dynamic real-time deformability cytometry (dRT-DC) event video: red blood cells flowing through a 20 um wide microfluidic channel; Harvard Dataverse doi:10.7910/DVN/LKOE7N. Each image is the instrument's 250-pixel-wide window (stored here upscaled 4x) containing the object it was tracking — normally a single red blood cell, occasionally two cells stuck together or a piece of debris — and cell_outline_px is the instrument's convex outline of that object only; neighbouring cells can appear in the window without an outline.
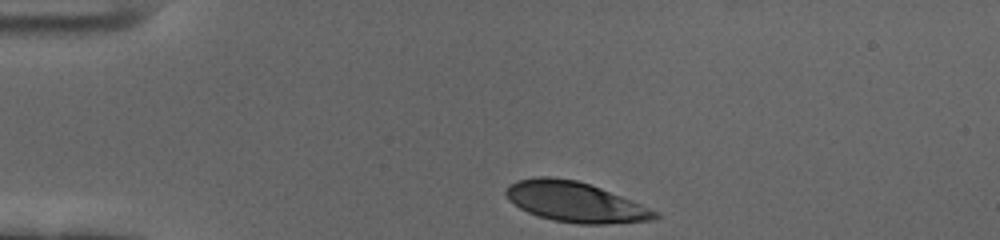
{"species": "human", "species_latin": "Homo sapiens", "temperature_condition": "cold", "stored_images_in_passage": 37, "camera_frame_rate_fps": 3000, "um_per_image_px": 0.085, "donor": {"sex": "female"}, "frame": {"image": 1, "passage_image": 1, "time_ms": 0.0, "image_size_px": [1000, 240], "cell_outline_px": [[660, 216], [656, 220], [604, 224], [576, 224], [552, 220], [528, 212], [520, 208], [508, 200], [504, 192], [508, 184], [516, 180], [536, 176], [548, 176], [576, 180], [600, 188], [660, 212]], "centroid_in_image_um": [48.87, 17.17], "position_along_channel_um": 36.1, "area_um2": 34.91}}
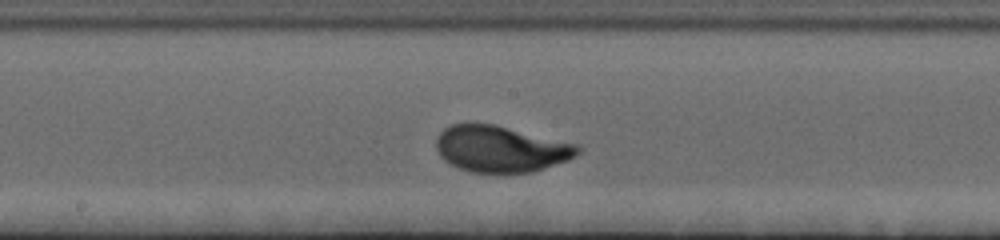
{"frame": {"image": 2, "passage_image": 20, "time_ms": 6.333, "image_size_px": [1000, 240], "cell_outline_px": [[584, 148], [580, 152], [568, 160], [532, 172], [472, 172], [460, 168], [444, 160], [440, 156], [436, 148], [436, 136], [444, 128], [452, 124], [496, 124], [580, 144]], "centroid_in_image_um": [42.61, 12.64], "position_along_channel_um": 205.6, "area_um2": 38.38}}
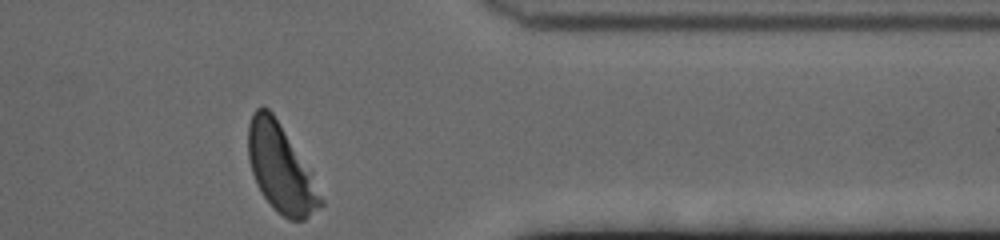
{"frame": {"image": 3, "passage_image": 37, "time_ms": 12.0, "image_size_px": [1000, 240], "cell_outline_px": [[324, 204], [304, 220], [288, 220], [276, 212], [272, 208], [264, 196], [252, 172], [248, 160], [248, 124], [252, 112], [256, 108], [268, 108], [272, 112], [312, 172], [324, 200]], "centroid_in_image_um": [23.88, 14.33], "position_along_channel_um": 387.5, "area_um2": 36.99}, "authors_computed_cell_mechanics": {"area_um2": 37.0498, "velocity_mm_per_s": 3.4285, "shape_relaxation_time_tau1_ms": 2.7889, "shape_relaxation_time_tau2_ms": null, "deformation_change_tau1": 0.167, "deformation_change_tau2": null}}